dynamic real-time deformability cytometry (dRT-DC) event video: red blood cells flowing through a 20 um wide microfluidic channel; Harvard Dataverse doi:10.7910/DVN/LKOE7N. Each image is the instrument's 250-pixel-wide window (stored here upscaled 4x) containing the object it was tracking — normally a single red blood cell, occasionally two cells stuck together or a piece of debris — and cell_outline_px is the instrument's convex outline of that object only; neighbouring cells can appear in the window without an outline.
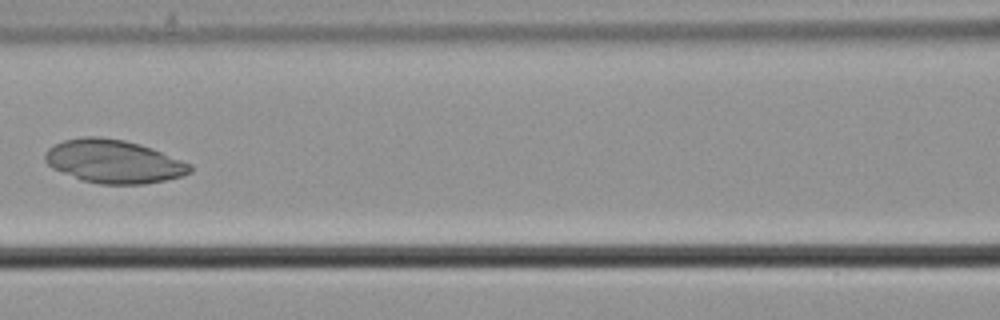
{"species": "common noctule bat (a hibernating species)", "species_latin": "Nyctalus noctula", "temperature_condition": "cold", "stored_images_in_passage": 7, "camera_frame_rate_fps": 3000, "um_per_image_px": 0.085, "animal": {"sex": "male", "body_mass_g": 21.5, "forearm_length_mm": 52.0}, "frame": {"image": 1, "passage_image": 7, "time_ms": 2.0, "image_size_px": [1000, 320], "cell_outline_px": [[192, 172], [184, 176], [144, 184], [100, 184], [80, 180], [52, 168], [44, 160], [44, 152], [48, 148], [64, 140], [84, 136], [100, 136], [124, 140], [140, 144], [152, 148], [192, 164]], "centroid_in_image_um": [9.66, 13.72], "position_along_channel_um": 156.9, "area_um2": 36.82}}